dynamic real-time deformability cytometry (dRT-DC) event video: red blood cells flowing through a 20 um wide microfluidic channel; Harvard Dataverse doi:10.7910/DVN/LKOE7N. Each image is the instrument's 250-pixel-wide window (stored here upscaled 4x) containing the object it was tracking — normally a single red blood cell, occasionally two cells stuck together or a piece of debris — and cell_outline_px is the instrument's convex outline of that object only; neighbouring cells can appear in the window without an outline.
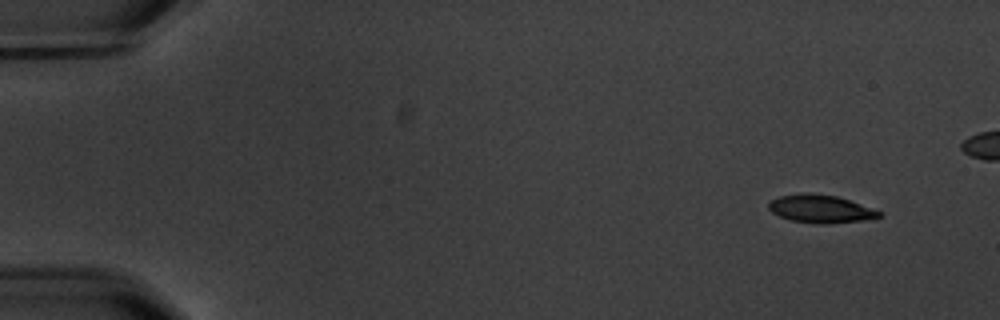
{"species": "common noctule bat (a hibernating species)", "species_latin": "Nyctalus noctula", "temperature_condition": "warm", "stored_images_in_passage": 6, "camera_frame_rate_fps": 3000, "um_per_image_px": 0.085, "animal": {"sex": "male", "body_mass_g": 20.1, "forearm_length_mm": 53.5}, "frame": {"image": 1, "passage_image": 2, "time_ms": 1.333, "image_size_px": [1000, 320], "cell_outline_px": [[880, 216], [860, 220], [824, 224], [816, 224], [792, 220], [780, 216], [772, 212], [768, 208], [768, 204], [772, 200], [780, 196], [800, 192], [812, 192], [836, 196], [848, 200], [880, 212]], "centroid_in_image_um": [69.66, 17.73], "position_along_channel_um": 15.3, "area_um2": 17.63}}